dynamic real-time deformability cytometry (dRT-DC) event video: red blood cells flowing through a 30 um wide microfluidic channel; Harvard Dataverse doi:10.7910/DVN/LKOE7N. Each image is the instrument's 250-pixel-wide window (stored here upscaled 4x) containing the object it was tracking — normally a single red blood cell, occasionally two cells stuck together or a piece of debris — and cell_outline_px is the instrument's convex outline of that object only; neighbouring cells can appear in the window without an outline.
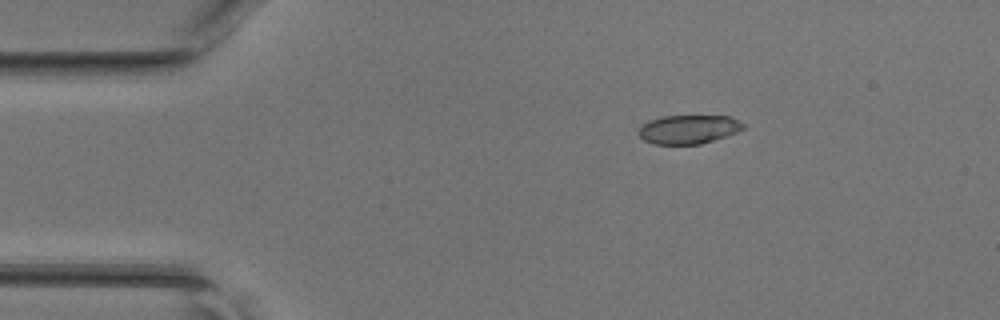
{"species": "common noctule bat (a hibernating species)", "species_latin": "Nyctalus noctula", "temperature_condition": "room temperature", "stored_images_in_passage": 39, "camera_frame_rate_fps": 3000, "um_per_image_px": 0.085, "animal": {"sex": "female", "body_mass_g": 17.0, "forearm_length_mm": 48.0}, "frame": {"image": 1, "passage_image": 1, "time_ms": 0.0, "image_size_px": [1000, 320], "cell_outline_px": [[744, 128], [736, 132], [700, 144], [652, 144], [644, 140], [636, 132], [648, 120], [664, 116], [728, 116], [744, 124]], "centroid_in_image_um": [58.47, 10.99], "position_along_channel_um": 26.5, "area_um2": 17.34}}
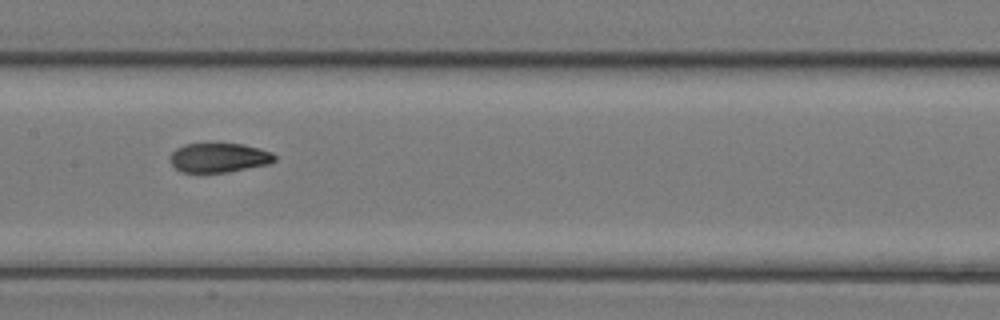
{"frame": {"image": 2, "passage_image": 16, "time_ms": 5.0, "image_size_px": [1000, 320], "cell_outline_px": [[276, 160], [268, 164], [228, 172], [180, 172], [168, 160], [172, 152], [176, 148], [184, 144], [244, 144], [260, 148], [272, 152], [276, 156]], "centroid_in_image_um": [18.61, 13.4], "position_along_channel_um": 188.8, "area_um2": 17.92}}
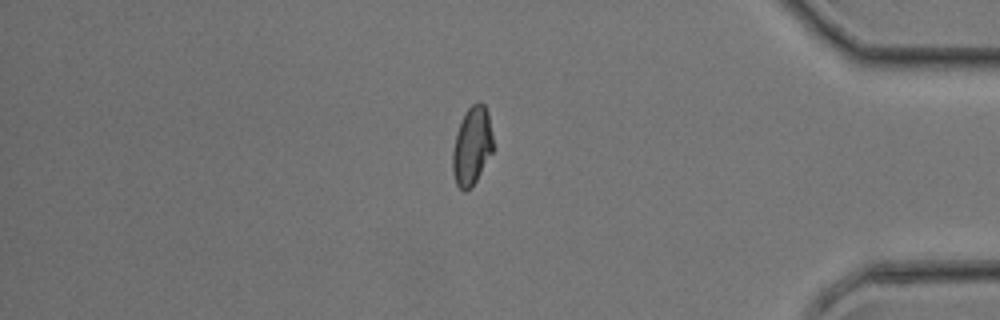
{"frame": {"image": 3, "passage_image": 32, "time_ms": 10.333, "image_size_px": [1000, 320], "cell_outline_px": [[492, 152], [472, 188], [464, 192], [456, 184], [452, 172], [452, 152], [456, 132], [464, 112], [476, 100], [480, 100], [484, 104], [488, 112], [492, 136]], "centroid_in_image_um": [40.09, 12.39], "position_along_channel_um": 395.1, "area_um2": 18.67}}